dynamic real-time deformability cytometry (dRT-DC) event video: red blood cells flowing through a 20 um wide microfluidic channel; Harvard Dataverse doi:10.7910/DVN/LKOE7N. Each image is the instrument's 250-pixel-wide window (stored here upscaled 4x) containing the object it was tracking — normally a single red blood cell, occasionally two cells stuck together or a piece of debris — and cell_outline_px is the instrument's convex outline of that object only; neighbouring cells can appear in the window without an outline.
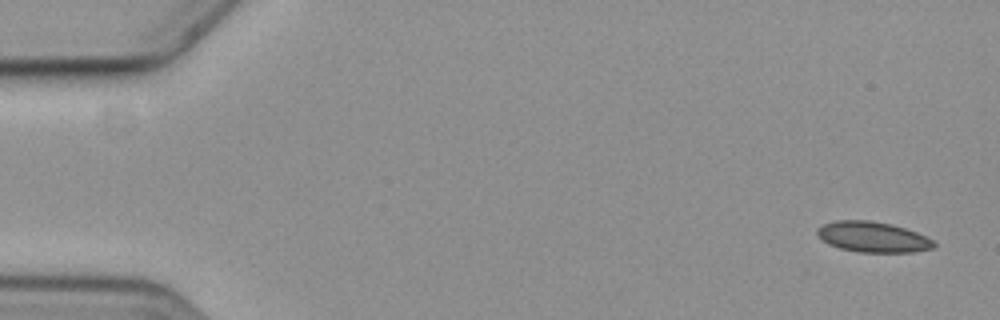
{"species": "common noctule bat (a hibernating species)", "species_latin": "Nyctalus noctula", "temperature_condition": "cold", "stored_images_in_passage": 13, "camera_frame_rate_fps": 3000, "um_per_image_px": 0.085, "animal": {"sex": "female", "body_mass_g": 19.3, "forearm_length_mm": 54.1}, "frame": {"image": 1, "passage_image": 1, "time_ms": 0.0, "image_size_px": [1000, 320], "cell_outline_px": [[936, 248], [912, 252], [860, 252], [840, 248], [828, 244], [816, 232], [816, 228], [824, 224], [836, 220], [868, 220], [892, 224], [916, 232], [932, 240], [936, 244]], "centroid_in_image_um": [74.2, 20.14], "position_along_channel_um": 10.8, "area_um2": 20.63}}
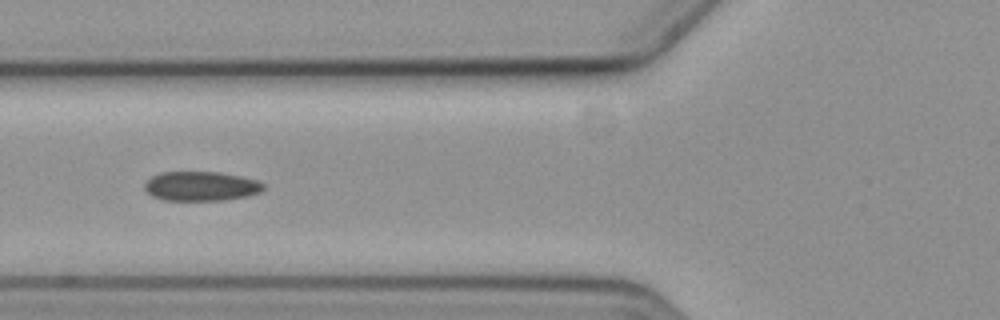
{"frame": {"image": 2, "passage_image": 6, "time_ms": 6.667, "image_size_px": [1000, 320], "cell_outline_px": [[264, 188], [260, 192], [248, 196], [224, 200], [164, 200], [152, 196], [144, 188], [144, 184], [152, 176], [160, 172], [220, 172], [240, 176], [256, 180], [264, 184]], "centroid_in_image_um": [17.08, 15.82], "position_along_channel_um": 108.7, "area_um2": 20.35}}
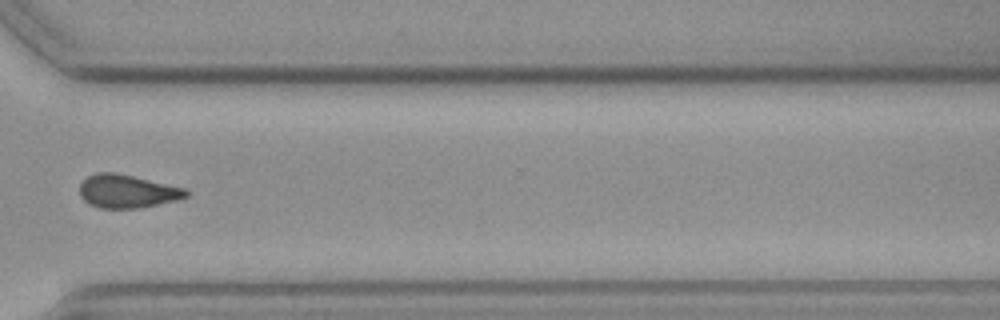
{"frame": {"image": 3, "passage_image": 12, "time_ms": 13.667, "image_size_px": [1000, 320], "cell_outline_px": [[188, 196], [180, 200], [140, 208], [100, 208], [88, 204], [80, 196], [80, 184], [88, 176], [96, 172], [116, 172], [184, 188], [188, 192]], "centroid_in_image_um": [10.81, 16.27], "position_along_channel_um": 359.8, "area_um2": 20.69}, "authors_computed_cell_mechanics": {"area_um2": 20.6924, "velocity_mm_per_s": 3.5961, "shape_relaxation_time_tau1_ms": 7.3287, "shape_relaxation_time_tau2_ms": 5.6743, "deformation_change_tau1": 0.1056, "deformation_change_tau2": 0.0903}}